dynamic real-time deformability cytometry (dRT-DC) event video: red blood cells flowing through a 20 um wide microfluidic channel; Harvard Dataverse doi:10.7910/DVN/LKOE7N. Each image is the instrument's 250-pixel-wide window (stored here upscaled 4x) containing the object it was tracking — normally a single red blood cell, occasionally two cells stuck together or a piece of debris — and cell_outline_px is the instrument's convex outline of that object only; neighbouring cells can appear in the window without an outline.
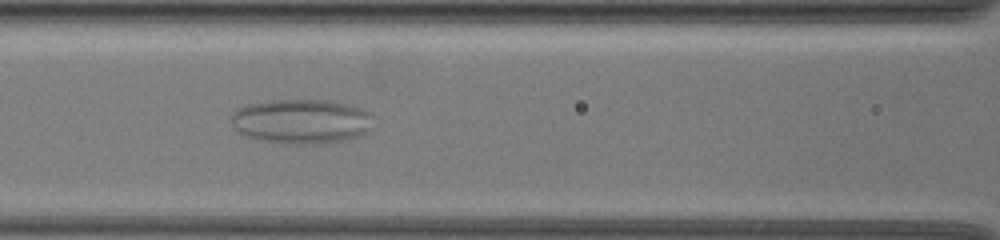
{"species": "common noctule bat (a hibernating species)", "species_latin": "Nyctalus noctula", "temperature_condition": "warm", "stored_images_in_passage": 48, "camera_frame_rate_fps": 3000, "um_per_image_px": 0.085, "animal": {"sex": "female", "body_mass_g": 19.5, "forearm_length_mm": 54.1}, "frame": {"image": 1, "passage_image": 16, "time_ms": 5.0, "image_size_px": [1000, 240], "cell_outline_px": [[372, 128], [360, 136], [348, 140], [316, 144], [296, 144], [264, 140], [248, 136], [240, 132], [232, 124], [232, 116], [236, 108], [248, 104], [280, 100], [328, 100], [348, 104], [360, 108], [368, 112], [372, 116]], "centroid_in_image_um": [25.67, 10.31], "position_along_channel_um": 140.9, "area_um2": 36.7}}
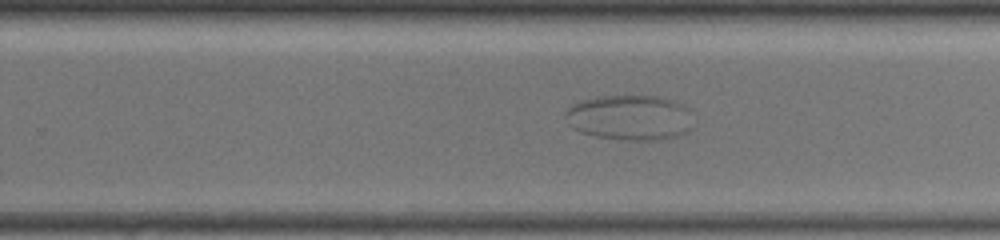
{"frame": {"image": 2, "passage_image": 28, "time_ms": 9.0, "image_size_px": [1000, 240], "cell_outline_px": [[692, 128], [676, 136], [660, 140], [628, 140], [596, 136], [580, 132], [572, 128], [568, 124], [564, 116], [568, 108], [572, 104], [580, 100], [600, 96], [656, 96], [672, 100], [688, 108]], "centroid_in_image_um": [53.49, 9.99], "position_along_channel_um": 276.3, "area_um2": 33.64}}
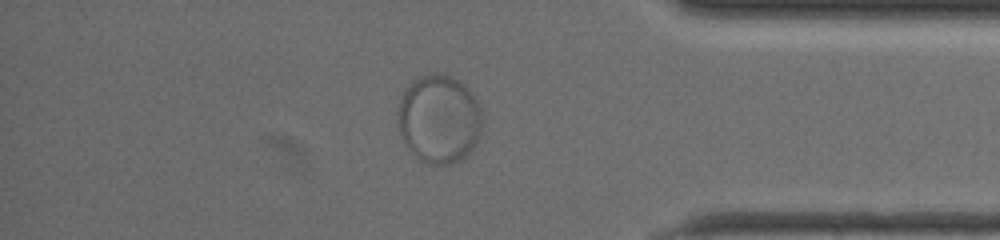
{"frame": {"image": 3, "passage_image": 40, "time_ms": 13.0, "image_size_px": [1000, 240], "cell_outline_px": [[480, 136], [476, 144], [464, 160], [456, 164], [432, 164], [420, 160], [404, 144], [400, 132], [396, 112], [404, 88], [412, 80], [420, 76], [432, 72], [436, 72], [452, 76], [460, 80], [472, 92], [480, 108]], "centroid_in_image_um": [37.31, 10.1], "position_along_channel_um": 397.9, "area_um2": 44.22}}